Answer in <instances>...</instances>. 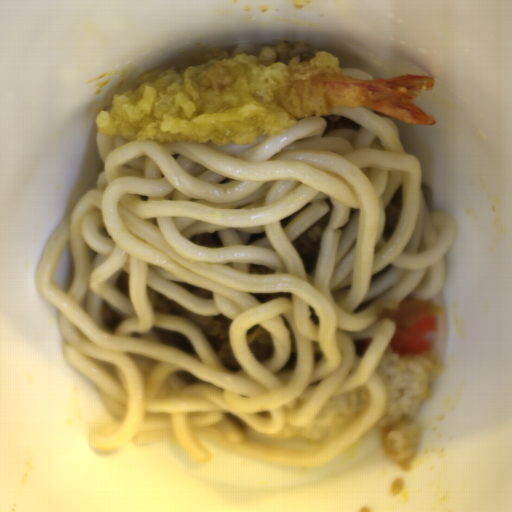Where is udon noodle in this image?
<instances>
[{
	"label": "udon noodle",
	"instance_id": "obj_1",
	"mask_svg": "<svg viewBox=\"0 0 512 512\" xmlns=\"http://www.w3.org/2000/svg\"><path fill=\"white\" fill-rule=\"evenodd\" d=\"M359 129L325 133L323 117L297 120L247 144L129 141L97 133L103 171L53 231L33 273L58 315L65 359L90 381L115 420L95 423L87 444L102 453L127 443L175 440L195 461L199 443L285 465L325 464L373 428L388 408L377 371L396 324L382 313L428 300L446 281L445 254L457 234L431 209L421 168L391 119L334 108ZM314 273L293 239L330 208ZM218 233L222 246L192 243ZM68 244L75 275L53 283ZM129 273V298L117 290ZM198 316L224 315L241 367L229 372L189 318L154 311L148 289ZM123 316L114 332L101 306ZM274 350L256 358L252 326ZM184 333L197 353L161 343L153 328ZM355 338H372L363 356ZM360 386L369 406L318 450L253 441L255 430L309 426L334 397Z\"/></svg>",
	"mask_w": 512,
	"mask_h": 512
},
{
	"label": "udon noodle",
	"instance_id": "obj_2",
	"mask_svg": "<svg viewBox=\"0 0 512 512\" xmlns=\"http://www.w3.org/2000/svg\"><path fill=\"white\" fill-rule=\"evenodd\" d=\"M346 76L356 78L362 81H375L369 74L357 69H342Z\"/></svg>",
	"mask_w": 512,
	"mask_h": 512
}]
</instances>
